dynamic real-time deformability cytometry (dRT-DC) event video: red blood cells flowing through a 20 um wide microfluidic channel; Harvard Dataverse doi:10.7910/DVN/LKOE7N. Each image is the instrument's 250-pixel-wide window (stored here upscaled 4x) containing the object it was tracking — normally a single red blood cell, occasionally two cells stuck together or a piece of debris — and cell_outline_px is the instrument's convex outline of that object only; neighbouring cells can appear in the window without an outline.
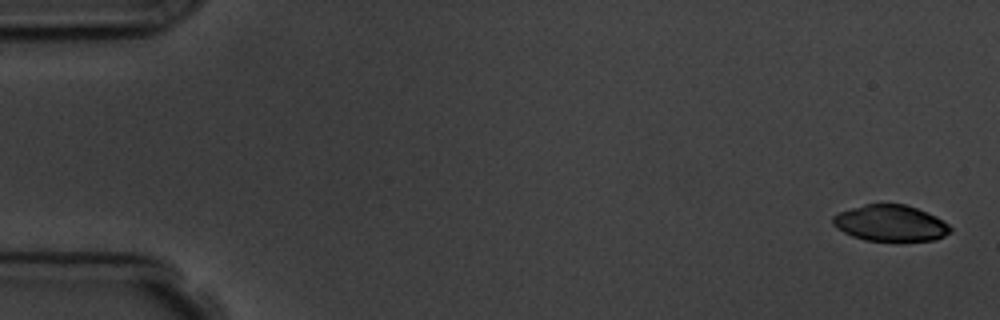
{"species": "common noctule bat (a hibernating species)", "species_latin": "Nyctalus noctula", "temperature_condition": "room temperature", "stored_images_in_passage": 6, "camera_frame_rate_fps": 3000, "um_per_image_px": 0.085, "animal": {"sex": "male", "body_mass_g": 19.5, "forearm_length_mm": 54.6}, "frame": {"image": 1, "passage_image": 1, "time_ms": 0.0, "image_size_px": [1000, 320], "cell_outline_px": [[952, 232], [936, 240], [864, 240], [852, 236], [836, 228], [832, 224], [832, 216], [840, 212], [864, 204], [904, 204], [928, 212], [936, 216], [948, 224], [952, 228]], "centroid_in_image_um": [75.69, 18.96], "position_along_channel_um": 9.3, "area_um2": 24.68}}